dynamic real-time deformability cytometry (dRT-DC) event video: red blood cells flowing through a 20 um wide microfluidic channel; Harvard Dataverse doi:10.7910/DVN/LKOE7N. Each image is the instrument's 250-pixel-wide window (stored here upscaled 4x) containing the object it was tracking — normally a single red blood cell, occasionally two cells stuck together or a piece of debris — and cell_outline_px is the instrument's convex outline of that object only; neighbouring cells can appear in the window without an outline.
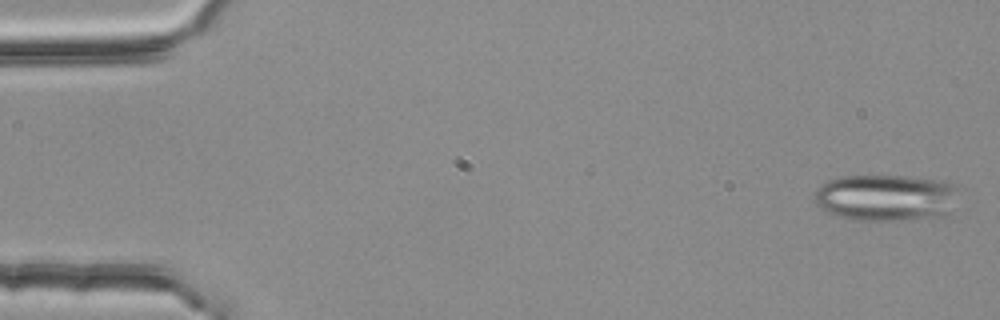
{"species": "common noctule bat (a hibernating species)", "species_latin": "Nyctalus noctula", "temperature_condition": "room temperature", "stored_images_in_passage": 4, "camera_frame_rate_fps": 3000, "um_per_image_px": 0.085, "animal": {"sex": "female", "body_mass_g": 25.1}, "frame": {"image": 1, "passage_image": 1, "time_ms": 0.0, "image_size_px": [1000, 320], "cell_outline_px": [[964, 188], [948, 212], [940, 216], [904, 220], [856, 220], [840, 216], [828, 212], [820, 208], [816, 204], [816, 192], [828, 180], [840, 176], [904, 176], [940, 180], [960, 184]], "centroid_in_image_um": [75.41, 16.78], "position_along_channel_um": 9.6, "area_um2": 39.42}}